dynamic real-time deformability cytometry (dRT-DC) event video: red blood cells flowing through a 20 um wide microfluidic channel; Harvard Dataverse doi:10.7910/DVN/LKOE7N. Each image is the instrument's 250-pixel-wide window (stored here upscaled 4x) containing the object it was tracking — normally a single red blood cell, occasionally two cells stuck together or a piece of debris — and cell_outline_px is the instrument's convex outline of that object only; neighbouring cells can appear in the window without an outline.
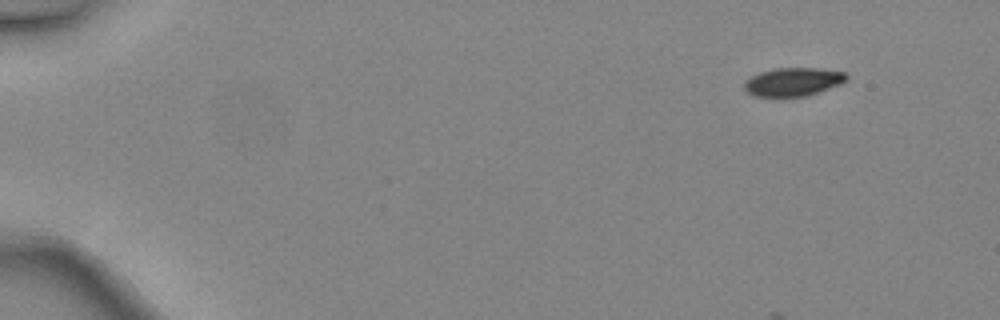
{"species": "common noctule bat (a hibernating species)", "species_latin": "Nyctalus noctula", "temperature_condition": "warm", "stored_images_in_passage": 4, "camera_frame_rate_fps": 3000, "um_per_image_px": 0.085, "animal": {"sex": "female", "body_mass_g": 24.6, "forearm_length_mm": 56.2}, "frame": {"image": 1, "passage_image": 1, "time_ms": 0.0, "image_size_px": [1000, 320], "cell_outline_px": [[848, 80], [840, 84], [804, 96], [752, 96], [744, 88], [744, 80], [760, 72], [772, 68], [820, 68], [844, 72], [848, 76]], "centroid_in_image_um": [67.39, 6.94], "position_along_channel_um": 17.6, "area_um2": 16.82}}
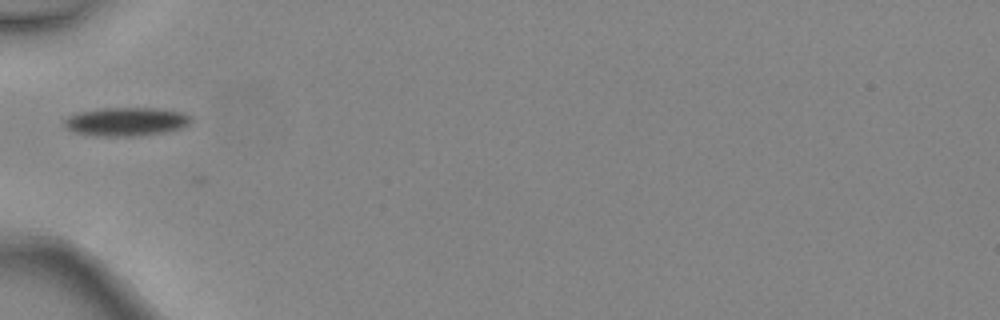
{"frame": {"image": 2, "passage_image": 4, "time_ms": 1.0, "image_size_px": [1000, 320], "cell_outline_px": [[192, 124], [184, 128], [168, 132], [140, 136], [92, 136], [72, 132], [64, 128], [60, 124], [68, 116], [76, 112], [100, 108], [160, 108], [184, 112], [192, 116]], "centroid_in_image_um": [10.73, 10.35], "position_along_channel_um": 74.3, "area_um2": 22.02}}